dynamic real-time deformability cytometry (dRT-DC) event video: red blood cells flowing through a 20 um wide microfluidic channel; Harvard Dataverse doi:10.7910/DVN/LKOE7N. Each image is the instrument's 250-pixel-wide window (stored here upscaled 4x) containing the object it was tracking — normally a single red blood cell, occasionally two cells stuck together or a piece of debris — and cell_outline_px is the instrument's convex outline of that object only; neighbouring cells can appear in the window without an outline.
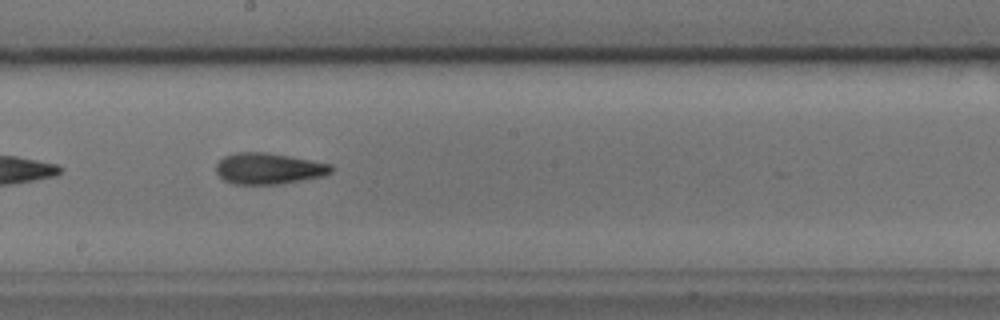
{"species": "common noctule bat (a hibernating species)", "species_latin": "Nyctalus noctula", "temperature_condition": "cold", "stored_images_in_passage": 25, "camera_frame_rate_fps": 3000, "um_per_image_px": 0.085, "animal": {"sex": "male", "body_mass_g": 17.9, "forearm_length_mm": 54.2}, "frame": {"image": 1, "passage_image": 15, "time_ms": 4.667, "image_size_px": [1000, 320], "cell_outline_px": [[332, 172], [324, 176], [280, 184], [232, 184], [224, 180], [216, 172], [216, 164], [224, 156], [236, 152], [264, 152], [312, 160], [332, 164]], "centroid_in_image_um": [22.83, 14.33], "position_along_channel_um": 225.4, "area_um2": 20.92}}